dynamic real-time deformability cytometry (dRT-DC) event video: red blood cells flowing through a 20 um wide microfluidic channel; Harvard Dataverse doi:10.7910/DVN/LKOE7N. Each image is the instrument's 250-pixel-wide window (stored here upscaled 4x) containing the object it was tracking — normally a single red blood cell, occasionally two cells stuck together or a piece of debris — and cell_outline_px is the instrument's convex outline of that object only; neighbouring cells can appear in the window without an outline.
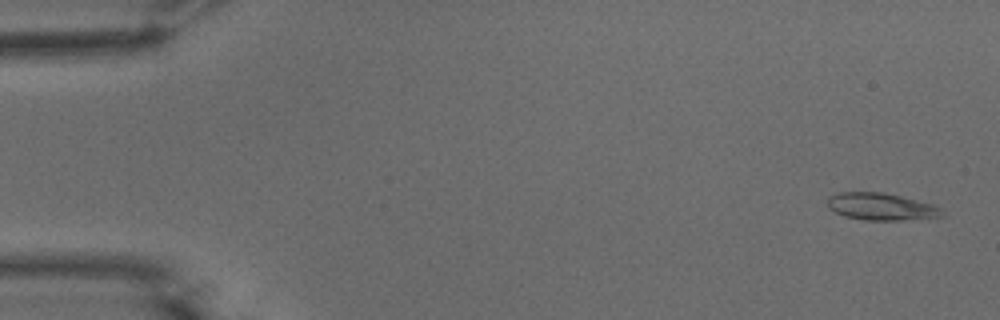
{"species": "common noctule bat (a hibernating species)", "species_latin": "Nyctalus noctula", "temperature_condition": "warm", "stored_images_in_passage": 54, "camera_frame_rate_fps": 3000, "um_per_image_px": 0.085, "animal": {"sex": "male", "body_mass_g": 15.6}, "frame": {"image": 1, "passage_image": 2, "time_ms": 0.333, "image_size_px": [1000, 320], "cell_outline_px": [[944, 216], [896, 220], [864, 220], [844, 216], [828, 208], [828, 196], [840, 192], [884, 192], [932, 204], [940, 208], [944, 212]], "centroid_in_image_um": [74.86, 17.56], "position_along_channel_um": 10.1, "area_um2": 17.98}}
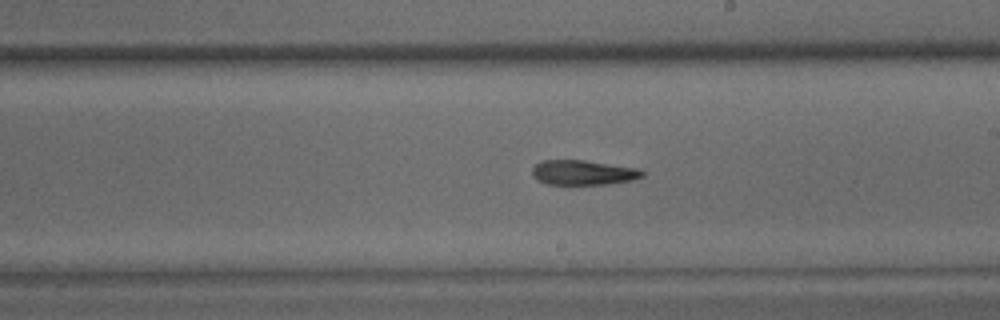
{"frame": {"image": 2, "passage_image": 31, "time_ms": 10.0, "image_size_px": [1000, 320], "cell_outline_px": [[644, 176], [632, 180], [608, 184], [548, 184], [532, 176], [532, 168], [540, 160], [584, 160], [636, 168], [644, 172]], "centroid_in_image_um": [49.55, 14.66], "position_along_channel_um": 239.4, "area_um2": 15.78}}
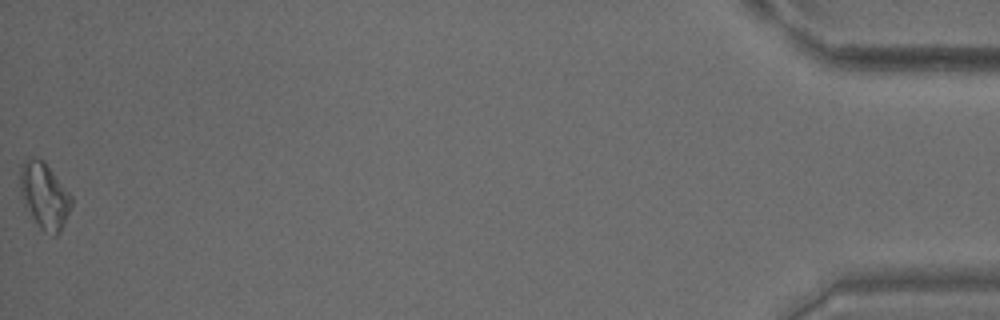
{"frame": {"image": 3, "passage_image": 54, "time_ms": 17.667, "image_size_px": [1000, 320], "cell_outline_px": [[72, 204], [60, 232], [56, 236], [52, 236], [44, 232], [40, 228], [24, 200], [20, 192], [20, 164], [28, 156], [36, 156], [44, 160], [72, 196]], "centroid_in_image_um": [3.78, 16.57], "position_along_channel_um": 431.4, "area_um2": 19.65}}